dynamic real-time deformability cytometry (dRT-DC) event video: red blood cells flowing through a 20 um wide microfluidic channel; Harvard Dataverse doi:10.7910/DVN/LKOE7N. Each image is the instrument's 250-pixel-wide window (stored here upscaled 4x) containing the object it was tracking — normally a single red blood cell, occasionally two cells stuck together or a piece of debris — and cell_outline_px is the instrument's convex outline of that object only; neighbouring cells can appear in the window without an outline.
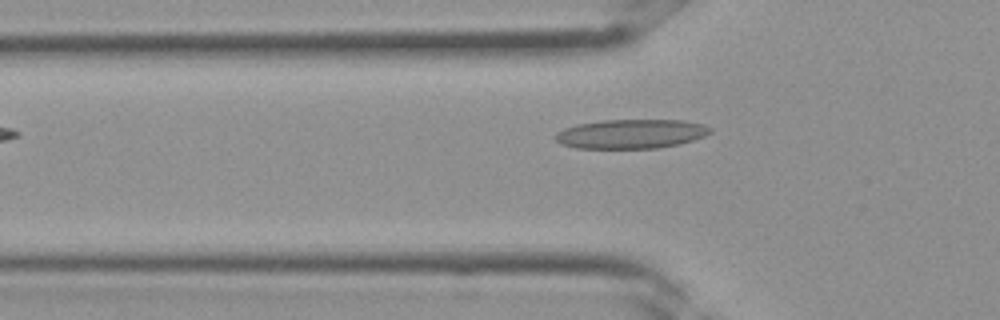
{"species": "Egyptian fruit bat (a non-hibernating species)", "species_latin": "Rousettus aegyptiacus", "temperature_condition": "room temperature", "stored_images_in_passage": 4, "camera_frame_rate_fps": 3000, "um_per_image_px": 0.085, "frame": {"image": 1, "passage_image": 4, "time_ms": 1.0, "image_size_px": [1000, 320], "cell_outline_px": [[712, 132], [704, 136], [680, 144], [656, 148], [576, 148], [560, 144], [552, 136], [556, 132], [564, 128], [576, 124], [604, 120], [684, 120], [704, 124], [712, 128]], "centroid_in_image_um": [53.62, 11.38], "position_along_channel_um": 72.2, "area_um2": 26.59}}